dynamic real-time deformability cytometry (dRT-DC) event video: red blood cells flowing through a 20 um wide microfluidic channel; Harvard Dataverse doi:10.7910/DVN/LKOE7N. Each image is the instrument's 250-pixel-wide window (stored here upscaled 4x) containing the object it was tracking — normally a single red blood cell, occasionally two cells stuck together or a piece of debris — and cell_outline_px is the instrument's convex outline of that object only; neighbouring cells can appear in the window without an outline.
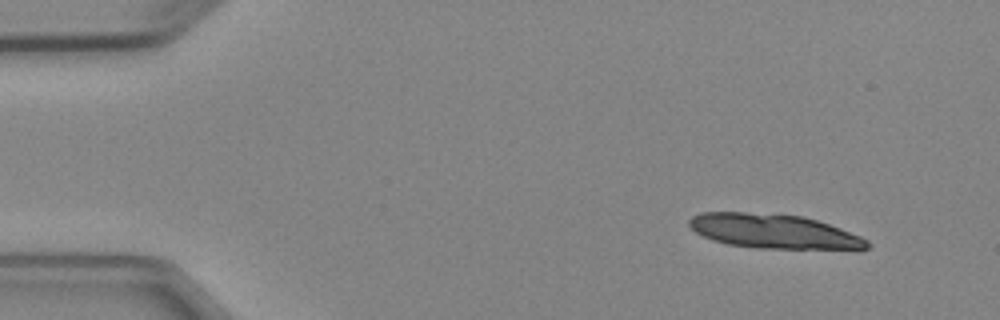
{"species": "Egyptian fruit bat (a non-hibernating species)", "species_latin": "Rousettus aegyptiacus", "temperature_condition": "cold", "stored_images_in_passage": 4, "camera_frame_rate_fps": 3000, "um_per_image_px": 0.085, "animal": {"sex": "female"}, "frame": {"image": 1, "passage_image": 1, "time_ms": 0.0, "image_size_px": [1000, 320], "cell_outline_px": [[872, 244], [868, 248], [860, 252], [756, 248], [728, 244], [712, 240], [696, 232], [688, 224], [688, 220], [692, 216], [700, 212], [744, 212], [804, 216], [840, 228], [860, 236], [868, 240]], "centroid_in_image_um": [65.92, 19.72], "position_along_channel_um": 19.1, "area_um2": 36.76}}